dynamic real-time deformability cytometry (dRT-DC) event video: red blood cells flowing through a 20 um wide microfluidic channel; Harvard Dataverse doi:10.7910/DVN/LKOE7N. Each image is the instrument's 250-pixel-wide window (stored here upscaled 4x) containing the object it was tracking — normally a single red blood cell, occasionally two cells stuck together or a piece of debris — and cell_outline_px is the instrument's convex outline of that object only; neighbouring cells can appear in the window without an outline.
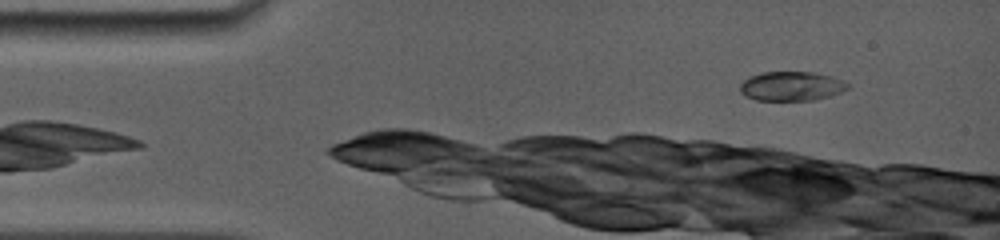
{"species": "common noctule bat (a hibernating species)", "species_latin": "Nyctalus noctula", "temperature_condition": "room temperature", "stored_images_in_passage": 4, "camera_frame_rate_fps": 5000, "um_per_image_px": 0.085, "animal": {"sex": "female", "body_mass_g": 19.0, "forearm_length_mm": 56.7}, "frame": {"image": 1, "passage_image": 2, "time_ms": 1.2, "image_size_px": [1000, 240], "cell_outline_px": [[848, 88], [840, 92], [828, 96], [812, 100], [756, 100], [744, 96], [740, 92], [740, 84], [748, 76], [764, 72], [812, 72], [832, 76], [844, 80], [848, 84]], "centroid_in_image_um": [67.24, 7.32], "position_along_channel_um": 17.8, "area_um2": 18.38}}